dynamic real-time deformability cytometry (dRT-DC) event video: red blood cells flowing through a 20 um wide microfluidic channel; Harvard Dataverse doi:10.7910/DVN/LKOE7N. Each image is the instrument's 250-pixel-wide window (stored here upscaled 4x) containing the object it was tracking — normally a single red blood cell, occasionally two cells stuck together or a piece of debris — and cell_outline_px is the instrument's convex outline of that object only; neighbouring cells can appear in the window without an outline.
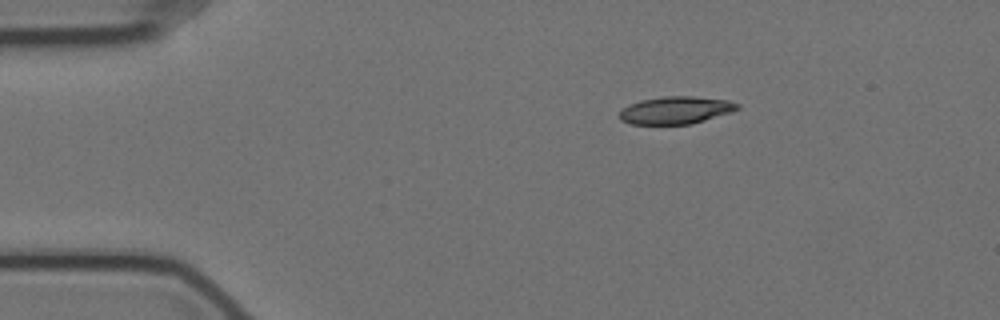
{"species": "Egyptian fruit bat (a non-hibernating species)", "species_latin": "Rousettus aegyptiacus", "temperature_condition": "cold", "stored_images_in_passage": 47, "camera_frame_rate_fps": 3000, "um_per_image_px": 0.085, "animal": {"sex": "female"}, "frame": {"image": 1, "passage_image": 1, "time_ms": 0.0, "image_size_px": [1000, 320], "cell_outline_px": [[740, 108], [732, 112], [692, 124], [632, 124], [620, 120], [620, 112], [628, 104], [640, 100], [664, 96], [692, 96], [728, 100], [740, 104]], "centroid_in_image_um": [57.46, 9.36], "position_along_channel_um": 27.5, "area_um2": 18.96}}
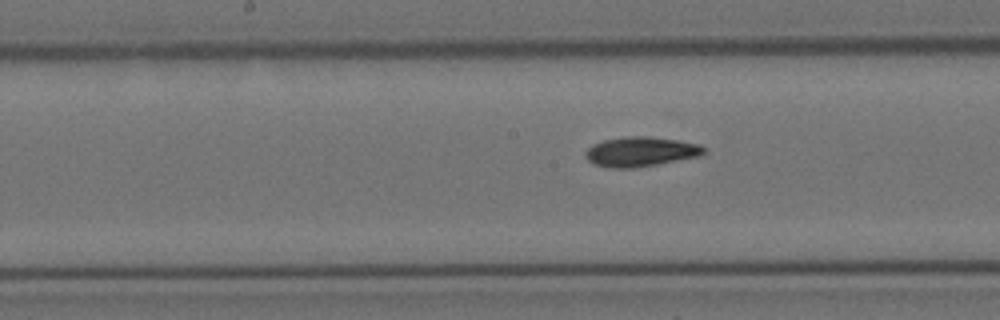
{"frame": {"image": 2, "passage_image": 20, "time_ms": 6.333, "image_size_px": [1000, 320], "cell_outline_px": [[704, 152], [696, 156], [656, 164], [632, 168], [608, 168], [592, 164], [584, 156], [584, 152], [592, 144], [604, 140], [624, 136], [648, 136], [680, 140], [700, 144], [704, 148]], "centroid_in_image_um": [54.38, 12.88], "position_along_channel_um": 193.8, "area_um2": 20.46}}
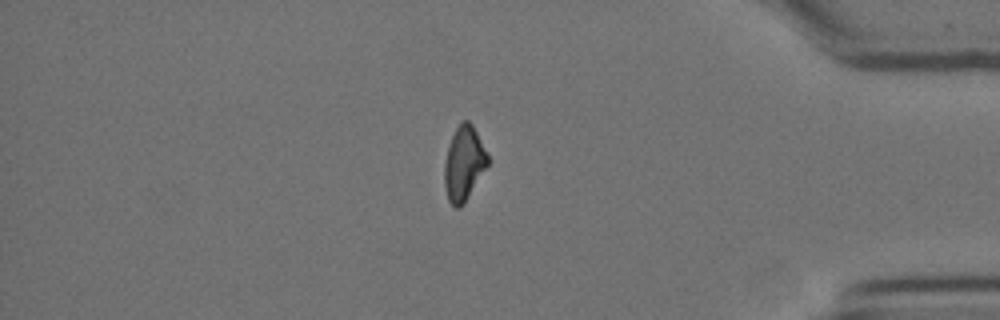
{"frame": {"image": 3, "passage_image": 40, "time_ms": 13.0, "image_size_px": [1000, 320], "cell_outline_px": [[488, 164], [460, 208], [456, 208], [448, 200], [444, 184], [444, 164], [448, 144], [460, 120], [468, 120], [472, 124], [488, 156]], "centroid_in_image_um": [39.4, 13.86], "position_along_channel_um": 395.8, "area_um2": 18.44}}